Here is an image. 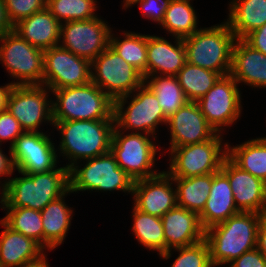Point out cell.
<instances>
[{
  "label": "cell",
  "mask_w": 266,
  "mask_h": 267,
  "mask_svg": "<svg viewBox=\"0 0 266 267\" xmlns=\"http://www.w3.org/2000/svg\"><path fill=\"white\" fill-rule=\"evenodd\" d=\"M18 173L23 177H10L4 179V183L0 181L1 207H26L41 211L70 190L69 168L66 166L35 174Z\"/></svg>",
  "instance_id": "obj_1"
},
{
  "label": "cell",
  "mask_w": 266,
  "mask_h": 267,
  "mask_svg": "<svg viewBox=\"0 0 266 267\" xmlns=\"http://www.w3.org/2000/svg\"><path fill=\"white\" fill-rule=\"evenodd\" d=\"M53 126L61 133L57 149L70 160L67 168L110 152L114 119L57 121Z\"/></svg>",
  "instance_id": "obj_2"
},
{
  "label": "cell",
  "mask_w": 266,
  "mask_h": 267,
  "mask_svg": "<svg viewBox=\"0 0 266 267\" xmlns=\"http://www.w3.org/2000/svg\"><path fill=\"white\" fill-rule=\"evenodd\" d=\"M261 215L240 211L205 231L214 267L229 264L257 247V228Z\"/></svg>",
  "instance_id": "obj_3"
},
{
  "label": "cell",
  "mask_w": 266,
  "mask_h": 267,
  "mask_svg": "<svg viewBox=\"0 0 266 267\" xmlns=\"http://www.w3.org/2000/svg\"><path fill=\"white\" fill-rule=\"evenodd\" d=\"M236 40L226 21L209 28H200L183 39L187 62L215 71L221 76L229 75Z\"/></svg>",
  "instance_id": "obj_4"
},
{
  "label": "cell",
  "mask_w": 266,
  "mask_h": 267,
  "mask_svg": "<svg viewBox=\"0 0 266 267\" xmlns=\"http://www.w3.org/2000/svg\"><path fill=\"white\" fill-rule=\"evenodd\" d=\"M53 123L73 120L114 119V101L92 81L53 90Z\"/></svg>",
  "instance_id": "obj_5"
},
{
  "label": "cell",
  "mask_w": 266,
  "mask_h": 267,
  "mask_svg": "<svg viewBox=\"0 0 266 267\" xmlns=\"http://www.w3.org/2000/svg\"><path fill=\"white\" fill-rule=\"evenodd\" d=\"M134 92L114 100L115 126L124 132L130 130L139 133L141 131V133L156 137L157 126L166 125L168 118L164 115L156 95L145 83ZM126 104L128 106L125 108Z\"/></svg>",
  "instance_id": "obj_6"
},
{
  "label": "cell",
  "mask_w": 266,
  "mask_h": 267,
  "mask_svg": "<svg viewBox=\"0 0 266 267\" xmlns=\"http://www.w3.org/2000/svg\"><path fill=\"white\" fill-rule=\"evenodd\" d=\"M85 162L84 167L75 163L69 168L71 193L119 190L133 194L134 180L118 166L111 152L85 159Z\"/></svg>",
  "instance_id": "obj_7"
},
{
  "label": "cell",
  "mask_w": 266,
  "mask_h": 267,
  "mask_svg": "<svg viewBox=\"0 0 266 267\" xmlns=\"http://www.w3.org/2000/svg\"><path fill=\"white\" fill-rule=\"evenodd\" d=\"M149 136L155 140L157 138L141 132L125 134L116 126L113 129L110 152L118 166L134 181L154 177L161 172L153 168L157 161L158 146Z\"/></svg>",
  "instance_id": "obj_8"
},
{
  "label": "cell",
  "mask_w": 266,
  "mask_h": 267,
  "mask_svg": "<svg viewBox=\"0 0 266 267\" xmlns=\"http://www.w3.org/2000/svg\"><path fill=\"white\" fill-rule=\"evenodd\" d=\"M222 136L217 133L204 142L169 149L170 167L166 172L171 177L190 178L219 171L227 157L228 142L222 144Z\"/></svg>",
  "instance_id": "obj_9"
},
{
  "label": "cell",
  "mask_w": 266,
  "mask_h": 267,
  "mask_svg": "<svg viewBox=\"0 0 266 267\" xmlns=\"http://www.w3.org/2000/svg\"><path fill=\"white\" fill-rule=\"evenodd\" d=\"M0 61L14 85H43L44 51L24 40L16 31L0 36ZM20 80V81H18Z\"/></svg>",
  "instance_id": "obj_10"
},
{
  "label": "cell",
  "mask_w": 266,
  "mask_h": 267,
  "mask_svg": "<svg viewBox=\"0 0 266 267\" xmlns=\"http://www.w3.org/2000/svg\"><path fill=\"white\" fill-rule=\"evenodd\" d=\"M91 81L114 101L133 93L144 83V78L108 46L91 62Z\"/></svg>",
  "instance_id": "obj_11"
},
{
  "label": "cell",
  "mask_w": 266,
  "mask_h": 267,
  "mask_svg": "<svg viewBox=\"0 0 266 267\" xmlns=\"http://www.w3.org/2000/svg\"><path fill=\"white\" fill-rule=\"evenodd\" d=\"M52 92L45 85H14L7 110L19 121L24 131L42 132L40 125L44 122L53 125ZM50 100V101H49ZM39 128V130H38Z\"/></svg>",
  "instance_id": "obj_12"
},
{
  "label": "cell",
  "mask_w": 266,
  "mask_h": 267,
  "mask_svg": "<svg viewBox=\"0 0 266 267\" xmlns=\"http://www.w3.org/2000/svg\"><path fill=\"white\" fill-rule=\"evenodd\" d=\"M237 85L230 74L221 76L197 101L201 113L216 133L221 134L224 127L233 125L241 116V93Z\"/></svg>",
  "instance_id": "obj_13"
},
{
  "label": "cell",
  "mask_w": 266,
  "mask_h": 267,
  "mask_svg": "<svg viewBox=\"0 0 266 267\" xmlns=\"http://www.w3.org/2000/svg\"><path fill=\"white\" fill-rule=\"evenodd\" d=\"M98 16L61 23L59 46L93 61L109 46L111 28Z\"/></svg>",
  "instance_id": "obj_14"
},
{
  "label": "cell",
  "mask_w": 266,
  "mask_h": 267,
  "mask_svg": "<svg viewBox=\"0 0 266 267\" xmlns=\"http://www.w3.org/2000/svg\"><path fill=\"white\" fill-rule=\"evenodd\" d=\"M43 85L51 91L91 82V61L55 46L44 51Z\"/></svg>",
  "instance_id": "obj_15"
},
{
  "label": "cell",
  "mask_w": 266,
  "mask_h": 267,
  "mask_svg": "<svg viewBox=\"0 0 266 267\" xmlns=\"http://www.w3.org/2000/svg\"><path fill=\"white\" fill-rule=\"evenodd\" d=\"M52 142L46 133L24 131L9 148L15 170L35 174L56 169L57 146Z\"/></svg>",
  "instance_id": "obj_16"
},
{
  "label": "cell",
  "mask_w": 266,
  "mask_h": 267,
  "mask_svg": "<svg viewBox=\"0 0 266 267\" xmlns=\"http://www.w3.org/2000/svg\"><path fill=\"white\" fill-rule=\"evenodd\" d=\"M172 184L173 178L164 170L154 177L134 181L133 206L161 218L177 206L176 189Z\"/></svg>",
  "instance_id": "obj_17"
},
{
  "label": "cell",
  "mask_w": 266,
  "mask_h": 267,
  "mask_svg": "<svg viewBox=\"0 0 266 267\" xmlns=\"http://www.w3.org/2000/svg\"><path fill=\"white\" fill-rule=\"evenodd\" d=\"M170 129V149L201 143L212 139L217 133L201 113L197 102L188 101L166 122Z\"/></svg>",
  "instance_id": "obj_18"
},
{
  "label": "cell",
  "mask_w": 266,
  "mask_h": 267,
  "mask_svg": "<svg viewBox=\"0 0 266 267\" xmlns=\"http://www.w3.org/2000/svg\"><path fill=\"white\" fill-rule=\"evenodd\" d=\"M161 221L164 229L165 252L159 256L163 260L171 257L172 249L192 245L205 238V230L196 212L176 206L166 212L161 217Z\"/></svg>",
  "instance_id": "obj_19"
},
{
  "label": "cell",
  "mask_w": 266,
  "mask_h": 267,
  "mask_svg": "<svg viewBox=\"0 0 266 267\" xmlns=\"http://www.w3.org/2000/svg\"><path fill=\"white\" fill-rule=\"evenodd\" d=\"M221 170L229 179L239 211L266 214L264 181L240 169L228 157L223 160Z\"/></svg>",
  "instance_id": "obj_20"
},
{
  "label": "cell",
  "mask_w": 266,
  "mask_h": 267,
  "mask_svg": "<svg viewBox=\"0 0 266 267\" xmlns=\"http://www.w3.org/2000/svg\"><path fill=\"white\" fill-rule=\"evenodd\" d=\"M172 44L167 39L147 35V77L150 75L176 76L187 62L183 39L175 37Z\"/></svg>",
  "instance_id": "obj_21"
},
{
  "label": "cell",
  "mask_w": 266,
  "mask_h": 267,
  "mask_svg": "<svg viewBox=\"0 0 266 267\" xmlns=\"http://www.w3.org/2000/svg\"><path fill=\"white\" fill-rule=\"evenodd\" d=\"M227 175L220 169L213 173V180L205 208L199 214L204 230L225 222L239 213Z\"/></svg>",
  "instance_id": "obj_22"
},
{
  "label": "cell",
  "mask_w": 266,
  "mask_h": 267,
  "mask_svg": "<svg viewBox=\"0 0 266 267\" xmlns=\"http://www.w3.org/2000/svg\"><path fill=\"white\" fill-rule=\"evenodd\" d=\"M230 75L238 84L266 88V55L243 39H237L233 47Z\"/></svg>",
  "instance_id": "obj_23"
},
{
  "label": "cell",
  "mask_w": 266,
  "mask_h": 267,
  "mask_svg": "<svg viewBox=\"0 0 266 267\" xmlns=\"http://www.w3.org/2000/svg\"><path fill=\"white\" fill-rule=\"evenodd\" d=\"M61 23L45 7L14 25L24 40L43 51L58 46Z\"/></svg>",
  "instance_id": "obj_24"
},
{
  "label": "cell",
  "mask_w": 266,
  "mask_h": 267,
  "mask_svg": "<svg viewBox=\"0 0 266 267\" xmlns=\"http://www.w3.org/2000/svg\"><path fill=\"white\" fill-rule=\"evenodd\" d=\"M0 225L4 227L0 235V264L3 267H22L44 252L34 239L12 230L2 220Z\"/></svg>",
  "instance_id": "obj_25"
},
{
  "label": "cell",
  "mask_w": 266,
  "mask_h": 267,
  "mask_svg": "<svg viewBox=\"0 0 266 267\" xmlns=\"http://www.w3.org/2000/svg\"><path fill=\"white\" fill-rule=\"evenodd\" d=\"M69 190L65 195L50 202L40 211L44 230V249L53 250L60 246L71 225L73 209L65 203V196L70 194Z\"/></svg>",
  "instance_id": "obj_26"
},
{
  "label": "cell",
  "mask_w": 266,
  "mask_h": 267,
  "mask_svg": "<svg viewBox=\"0 0 266 267\" xmlns=\"http://www.w3.org/2000/svg\"><path fill=\"white\" fill-rule=\"evenodd\" d=\"M226 23L237 39L266 23V0H232Z\"/></svg>",
  "instance_id": "obj_27"
},
{
  "label": "cell",
  "mask_w": 266,
  "mask_h": 267,
  "mask_svg": "<svg viewBox=\"0 0 266 267\" xmlns=\"http://www.w3.org/2000/svg\"><path fill=\"white\" fill-rule=\"evenodd\" d=\"M172 178L176 189L177 206L200 214L209 197L213 173L190 178Z\"/></svg>",
  "instance_id": "obj_28"
},
{
  "label": "cell",
  "mask_w": 266,
  "mask_h": 267,
  "mask_svg": "<svg viewBox=\"0 0 266 267\" xmlns=\"http://www.w3.org/2000/svg\"><path fill=\"white\" fill-rule=\"evenodd\" d=\"M227 157L254 177L262 181L266 179V143L259 138L233 147L227 144Z\"/></svg>",
  "instance_id": "obj_29"
},
{
  "label": "cell",
  "mask_w": 266,
  "mask_h": 267,
  "mask_svg": "<svg viewBox=\"0 0 266 267\" xmlns=\"http://www.w3.org/2000/svg\"><path fill=\"white\" fill-rule=\"evenodd\" d=\"M190 1H169L161 27L173 37L184 39L199 30L196 12Z\"/></svg>",
  "instance_id": "obj_30"
},
{
  "label": "cell",
  "mask_w": 266,
  "mask_h": 267,
  "mask_svg": "<svg viewBox=\"0 0 266 267\" xmlns=\"http://www.w3.org/2000/svg\"><path fill=\"white\" fill-rule=\"evenodd\" d=\"M144 83L154 92L164 115L169 118L188 102L177 76L150 75Z\"/></svg>",
  "instance_id": "obj_31"
},
{
  "label": "cell",
  "mask_w": 266,
  "mask_h": 267,
  "mask_svg": "<svg viewBox=\"0 0 266 267\" xmlns=\"http://www.w3.org/2000/svg\"><path fill=\"white\" fill-rule=\"evenodd\" d=\"M123 34L125 38L120 40L111 30L109 46L147 78V35L127 31Z\"/></svg>",
  "instance_id": "obj_32"
},
{
  "label": "cell",
  "mask_w": 266,
  "mask_h": 267,
  "mask_svg": "<svg viewBox=\"0 0 266 267\" xmlns=\"http://www.w3.org/2000/svg\"><path fill=\"white\" fill-rule=\"evenodd\" d=\"M178 82L188 101L197 102L214 86L221 75L188 62L177 73Z\"/></svg>",
  "instance_id": "obj_33"
},
{
  "label": "cell",
  "mask_w": 266,
  "mask_h": 267,
  "mask_svg": "<svg viewBox=\"0 0 266 267\" xmlns=\"http://www.w3.org/2000/svg\"><path fill=\"white\" fill-rule=\"evenodd\" d=\"M133 227L131 228L136 240L149 250L165 252V237L160 217L144 213L133 207Z\"/></svg>",
  "instance_id": "obj_34"
},
{
  "label": "cell",
  "mask_w": 266,
  "mask_h": 267,
  "mask_svg": "<svg viewBox=\"0 0 266 267\" xmlns=\"http://www.w3.org/2000/svg\"><path fill=\"white\" fill-rule=\"evenodd\" d=\"M6 216L2 221L12 230L34 239L44 248V230L39 210L26 207H1Z\"/></svg>",
  "instance_id": "obj_35"
},
{
  "label": "cell",
  "mask_w": 266,
  "mask_h": 267,
  "mask_svg": "<svg viewBox=\"0 0 266 267\" xmlns=\"http://www.w3.org/2000/svg\"><path fill=\"white\" fill-rule=\"evenodd\" d=\"M96 2V0H47L46 7L60 23H64L97 17Z\"/></svg>",
  "instance_id": "obj_36"
},
{
  "label": "cell",
  "mask_w": 266,
  "mask_h": 267,
  "mask_svg": "<svg viewBox=\"0 0 266 267\" xmlns=\"http://www.w3.org/2000/svg\"><path fill=\"white\" fill-rule=\"evenodd\" d=\"M179 252L171 267H214L205 238L195 244L174 248Z\"/></svg>",
  "instance_id": "obj_37"
},
{
  "label": "cell",
  "mask_w": 266,
  "mask_h": 267,
  "mask_svg": "<svg viewBox=\"0 0 266 267\" xmlns=\"http://www.w3.org/2000/svg\"><path fill=\"white\" fill-rule=\"evenodd\" d=\"M9 21L14 26L20 20L41 11L47 0H3Z\"/></svg>",
  "instance_id": "obj_38"
},
{
  "label": "cell",
  "mask_w": 266,
  "mask_h": 267,
  "mask_svg": "<svg viewBox=\"0 0 266 267\" xmlns=\"http://www.w3.org/2000/svg\"><path fill=\"white\" fill-rule=\"evenodd\" d=\"M24 132L19 121L6 109L0 112V144L10 140V147L13 146L16 139Z\"/></svg>",
  "instance_id": "obj_39"
},
{
  "label": "cell",
  "mask_w": 266,
  "mask_h": 267,
  "mask_svg": "<svg viewBox=\"0 0 266 267\" xmlns=\"http://www.w3.org/2000/svg\"><path fill=\"white\" fill-rule=\"evenodd\" d=\"M170 0H139L142 16L161 25Z\"/></svg>",
  "instance_id": "obj_40"
},
{
  "label": "cell",
  "mask_w": 266,
  "mask_h": 267,
  "mask_svg": "<svg viewBox=\"0 0 266 267\" xmlns=\"http://www.w3.org/2000/svg\"><path fill=\"white\" fill-rule=\"evenodd\" d=\"M229 267H266V259L260 253V251L255 248L248 252L243 253L240 257L234 259L229 265Z\"/></svg>",
  "instance_id": "obj_41"
},
{
  "label": "cell",
  "mask_w": 266,
  "mask_h": 267,
  "mask_svg": "<svg viewBox=\"0 0 266 267\" xmlns=\"http://www.w3.org/2000/svg\"><path fill=\"white\" fill-rule=\"evenodd\" d=\"M243 40L252 48L266 55V23L247 34Z\"/></svg>",
  "instance_id": "obj_42"
},
{
  "label": "cell",
  "mask_w": 266,
  "mask_h": 267,
  "mask_svg": "<svg viewBox=\"0 0 266 267\" xmlns=\"http://www.w3.org/2000/svg\"><path fill=\"white\" fill-rule=\"evenodd\" d=\"M266 259V214H262L257 228V247Z\"/></svg>",
  "instance_id": "obj_43"
},
{
  "label": "cell",
  "mask_w": 266,
  "mask_h": 267,
  "mask_svg": "<svg viewBox=\"0 0 266 267\" xmlns=\"http://www.w3.org/2000/svg\"><path fill=\"white\" fill-rule=\"evenodd\" d=\"M13 30L14 26L9 21L4 1L0 0V36Z\"/></svg>",
  "instance_id": "obj_44"
},
{
  "label": "cell",
  "mask_w": 266,
  "mask_h": 267,
  "mask_svg": "<svg viewBox=\"0 0 266 267\" xmlns=\"http://www.w3.org/2000/svg\"><path fill=\"white\" fill-rule=\"evenodd\" d=\"M14 170L15 168L12 162V158H9L7 155H4L2 149L0 148V179L3 178L5 175L6 177H10V175L15 172Z\"/></svg>",
  "instance_id": "obj_45"
},
{
  "label": "cell",
  "mask_w": 266,
  "mask_h": 267,
  "mask_svg": "<svg viewBox=\"0 0 266 267\" xmlns=\"http://www.w3.org/2000/svg\"><path fill=\"white\" fill-rule=\"evenodd\" d=\"M14 84L8 83L5 86H0V112L7 109L8 98Z\"/></svg>",
  "instance_id": "obj_46"
},
{
  "label": "cell",
  "mask_w": 266,
  "mask_h": 267,
  "mask_svg": "<svg viewBox=\"0 0 266 267\" xmlns=\"http://www.w3.org/2000/svg\"><path fill=\"white\" fill-rule=\"evenodd\" d=\"M22 267H50L45 252L38 258L26 262Z\"/></svg>",
  "instance_id": "obj_47"
},
{
  "label": "cell",
  "mask_w": 266,
  "mask_h": 267,
  "mask_svg": "<svg viewBox=\"0 0 266 267\" xmlns=\"http://www.w3.org/2000/svg\"><path fill=\"white\" fill-rule=\"evenodd\" d=\"M137 1L139 0H123V3H124L123 8L125 7L124 9H127L130 6L132 7V5H135V2Z\"/></svg>",
  "instance_id": "obj_48"
},
{
  "label": "cell",
  "mask_w": 266,
  "mask_h": 267,
  "mask_svg": "<svg viewBox=\"0 0 266 267\" xmlns=\"http://www.w3.org/2000/svg\"><path fill=\"white\" fill-rule=\"evenodd\" d=\"M264 199L266 201V179L264 180Z\"/></svg>",
  "instance_id": "obj_49"
},
{
  "label": "cell",
  "mask_w": 266,
  "mask_h": 267,
  "mask_svg": "<svg viewBox=\"0 0 266 267\" xmlns=\"http://www.w3.org/2000/svg\"><path fill=\"white\" fill-rule=\"evenodd\" d=\"M259 139L266 143V137H260Z\"/></svg>",
  "instance_id": "obj_50"
}]
</instances>
